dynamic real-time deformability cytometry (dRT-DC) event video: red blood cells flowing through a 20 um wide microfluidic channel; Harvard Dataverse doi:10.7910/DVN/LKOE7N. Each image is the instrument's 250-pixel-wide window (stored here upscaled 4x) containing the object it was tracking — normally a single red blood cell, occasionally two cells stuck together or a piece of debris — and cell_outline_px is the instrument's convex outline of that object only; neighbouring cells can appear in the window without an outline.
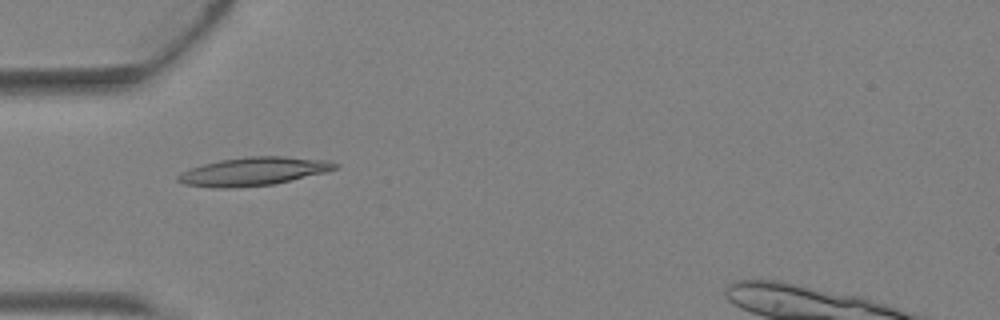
{"species": "Egyptian fruit bat (a non-hibernating species)", "species_latin": "Rousettus aegyptiacus", "temperature_condition": "warm", "stored_images_in_passage": 1, "camera_frame_rate_fps": 3000, "um_per_image_px": 0.085, "animal": {"sex": "female"}, "frame": {"image": 1, "passage_image": 1, "time_ms": 0.0, "image_size_px": [1000, 320], "cell_outline_px": [[340, 164], [336, 168], [324, 172], [272, 184], [232, 188], [212, 188], [184, 184], [176, 180], [176, 176], [180, 172], [204, 164], [220, 160], [248, 156], [284, 156], [328, 160]], "centroid_in_image_um": [21.5, 14.56], "position_along_channel_um": 63.5, "area_um2": 25.78}}